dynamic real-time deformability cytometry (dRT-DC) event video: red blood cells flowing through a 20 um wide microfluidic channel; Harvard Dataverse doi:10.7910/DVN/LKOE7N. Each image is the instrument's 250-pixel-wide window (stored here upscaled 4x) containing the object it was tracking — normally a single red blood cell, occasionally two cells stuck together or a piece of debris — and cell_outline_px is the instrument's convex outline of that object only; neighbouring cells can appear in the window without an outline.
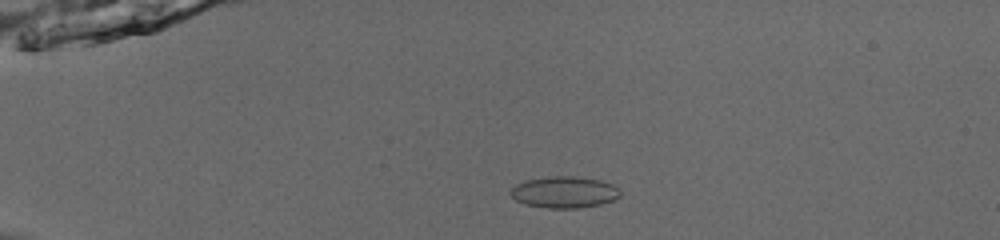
{"species": "common noctule bat (a hibernating species)", "species_latin": "Nyctalus noctula", "temperature_condition": "room temperature", "stored_images_in_passage": 54, "camera_frame_rate_fps": 3000, "um_per_image_px": 0.085, "animal": {"sex": "male", "body_mass_g": 13.0, "forearm_length_mm": 53.1}, "frame": {"image": 1, "passage_image": 14, "time_ms": 4.333, "image_size_px": [1000, 240], "cell_outline_px": [[620, 196], [616, 200], [600, 204], [576, 208], [544, 208], [524, 204], [516, 200], [508, 192], [516, 184], [528, 180], [552, 176], [576, 176], [600, 180], [612, 184], [620, 192]], "centroid_in_image_um": [47.96, 16.34], "position_along_channel_um": 37.0, "area_um2": 20.11}}
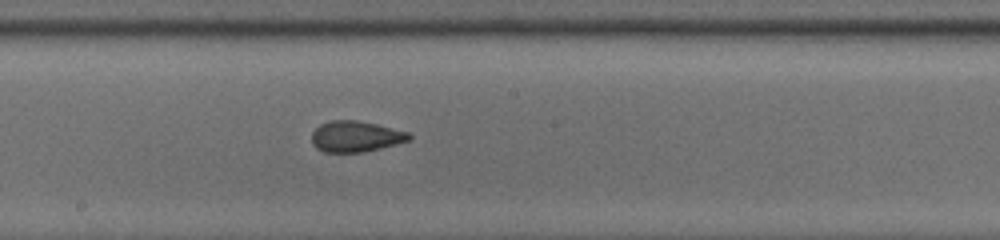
{"frame": {"image": 2, "passage_image": 32, "time_ms": 10.333, "image_size_px": [1000, 240], "cell_outline_px": [[412, 140], [364, 152], [324, 152], [316, 148], [312, 144], [312, 132], [320, 124], [332, 120], [356, 120], [376, 124], [408, 132], [412, 136]], "centroid_in_image_um": [30.23, 11.6], "position_along_channel_um": 218.0, "area_um2": 17.57}}
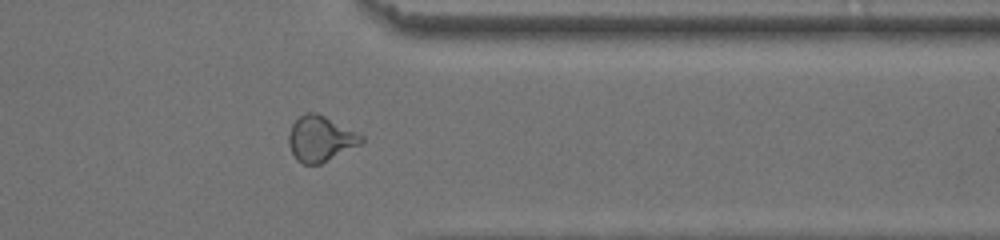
{"frame": {"image": 3, "passage_image": 45, "time_ms": 14.667, "image_size_px": [1000, 240], "cell_outline_px": [[364, 140], [360, 144], [320, 164], [304, 164], [296, 160], [288, 144], [288, 132], [292, 124], [300, 116], [308, 112], [316, 112], [364, 136]], "centroid_in_image_um": [27.2, 11.79], "position_along_channel_um": 384.2, "area_um2": 19.02}, "authors_computed_cell_mechanics": {"area_um2": 19.1029, "velocity_mm_per_s": 3.8953, "shape_relaxation_time_tau1_ms": 6.0719, "shape_relaxation_time_tau2_ms": 1.6098, "deformation_change_tau1": 0.136, "deformation_change_tau2": 0.0692}}